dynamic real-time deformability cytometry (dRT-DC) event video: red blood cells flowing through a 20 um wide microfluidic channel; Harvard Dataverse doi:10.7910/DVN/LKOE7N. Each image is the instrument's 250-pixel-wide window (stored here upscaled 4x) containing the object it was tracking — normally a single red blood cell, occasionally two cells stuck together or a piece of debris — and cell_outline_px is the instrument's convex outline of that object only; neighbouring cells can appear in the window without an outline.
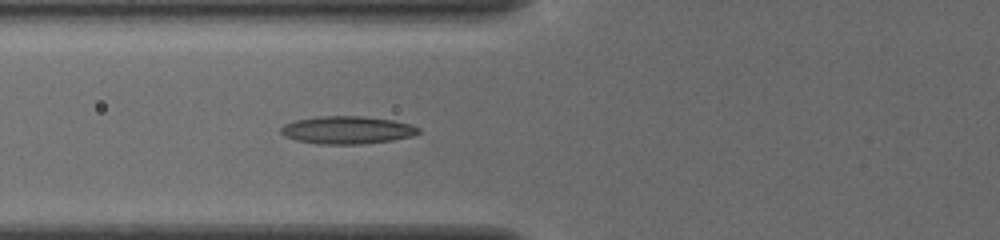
{"species": "common noctule bat (a hibernating species)", "species_latin": "Nyctalus noctula", "temperature_condition": "cold", "stored_images_in_passage": 6, "camera_frame_rate_fps": 3000, "um_per_image_px": 0.085, "animal": {"sex": "female", "body_mass_g": 19.5, "forearm_length_mm": 54.1}, "frame": {"image": 1, "passage_image": 6, "time_ms": 1.667, "image_size_px": [1000, 240], "cell_outline_px": [[420, 132], [412, 136], [392, 140], [364, 144], [316, 144], [296, 140], [284, 136], [280, 132], [280, 128], [284, 124], [296, 120], [320, 116], [364, 116], [392, 120], [412, 124], [420, 128]], "centroid_in_image_um": [29.51, 11.05], "position_along_channel_um": 96.3, "area_um2": 22.37}}